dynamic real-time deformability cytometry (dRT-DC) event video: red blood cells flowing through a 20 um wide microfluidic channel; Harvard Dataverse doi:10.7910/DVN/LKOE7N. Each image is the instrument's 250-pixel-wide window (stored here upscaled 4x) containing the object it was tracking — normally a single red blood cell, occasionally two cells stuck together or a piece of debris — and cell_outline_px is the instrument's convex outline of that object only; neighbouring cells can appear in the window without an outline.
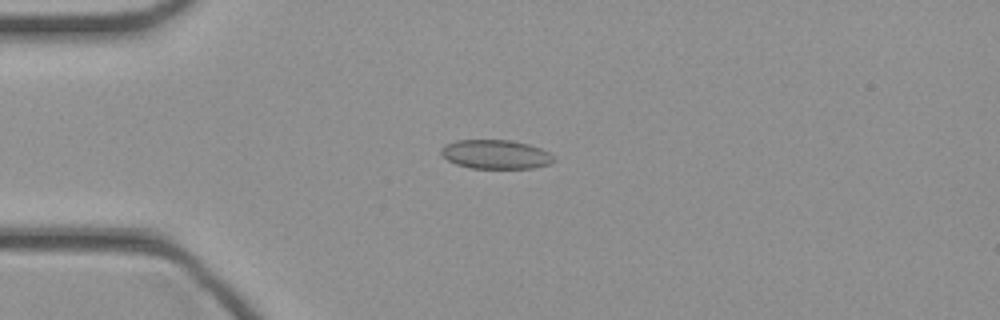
{"species": "common noctule bat (a hibernating species)", "species_latin": "Nyctalus noctula", "temperature_condition": "cold", "stored_images_in_passage": 41, "camera_frame_rate_fps": 3000, "um_per_image_px": 0.085, "animal": {"sex": "female", "body_mass_g": 21.9}, "frame": {"image": 1, "passage_image": 7, "time_ms": 2.0, "image_size_px": [1000, 320], "cell_outline_px": [[556, 160], [552, 164], [532, 168], [472, 168], [456, 164], [448, 160], [440, 152], [440, 148], [456, 140], [512, 140], [528, 144], [540, 148], [548, 152]], "centroid_in_image_um": [42.16, 13.12], "position_along_channel_um": 42.8, "area_um2": 19.02}}
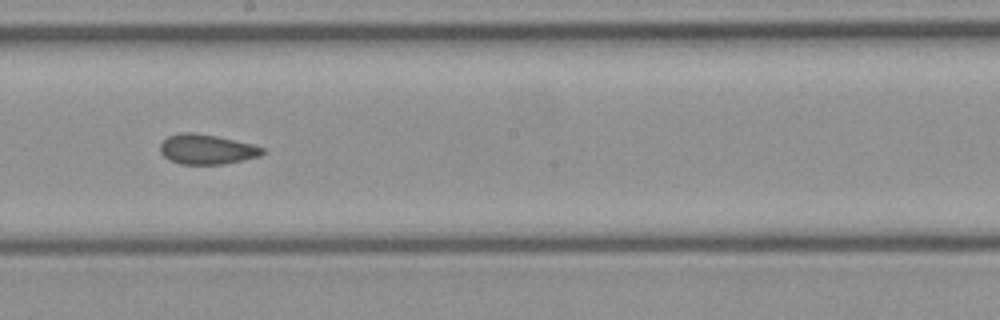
{"frame": {"image": 2, "passage_image": 21, "time_ms": 6.667, "image_size_px": [1000, 320], "cell_outline_px": [[264, 152], [260, 156], [220, 164], [180, 164], [168, 160], [160, 152], [160, 144], [168, 136], [180, 132], [192, 132], [216, 136], [252, 144], [264, 148]], "centroid_in_image_um": [17.53, 12.68], "position_along_channel_um": 230.7, "area_um2": 17.69}}
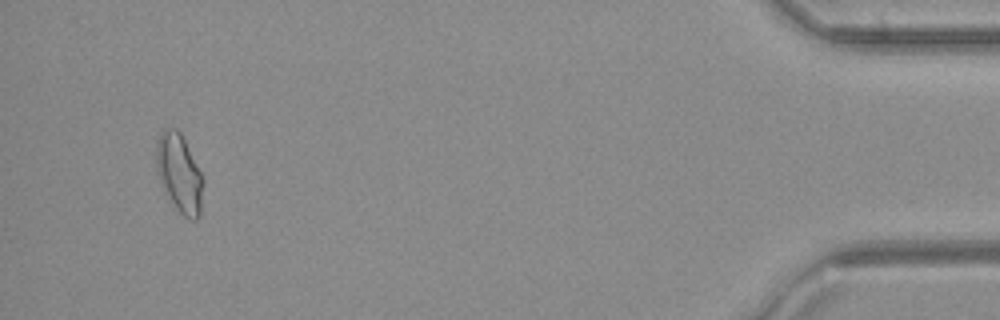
{"frame": {"image": 3, "passage_image": 39, "time_ms": 12.667, "image_size_px": [1000, 320], "cell_outline_px": [[204, 184], [200, 216], [196, 220], [192, 220], [184, 216], [176, 208], [168, 196], [160, 180], [156, 168], [156, 144], [160, 132], [164, 128], [176, 128], [180, 132], [204, 180]], "centroid_in_image_um": [15.25, 14.73], "position_along_channel_um": 420.0, "area_um2": 21.21}}